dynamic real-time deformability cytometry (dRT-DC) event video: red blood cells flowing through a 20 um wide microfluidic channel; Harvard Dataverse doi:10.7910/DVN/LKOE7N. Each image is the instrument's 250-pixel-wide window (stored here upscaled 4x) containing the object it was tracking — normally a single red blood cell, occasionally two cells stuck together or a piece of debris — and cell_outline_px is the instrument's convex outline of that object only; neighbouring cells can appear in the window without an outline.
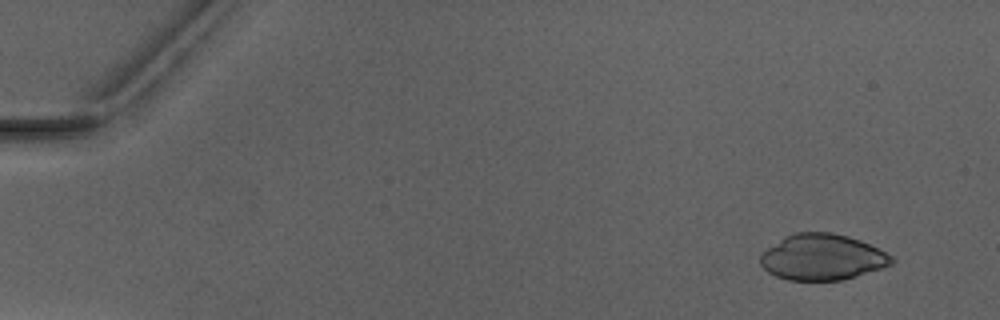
{"species": "Egyptian fruit bat (a non-hibernating species)", "species_latin": "Rousettus aegyptiacus", "temperature_condition": "warm", "stored_images_in_passage": 5, "camera_frame_rate_fps": 3000, "um_per_image_px": 0.085, "animal": {"sex": "male"}, "frame": {"image": 1, "passage_image": 1, "time_ms": 0.0, "image_size_px": [1000, 320], "cell_outline_px": [[896, 260], [892, 264], [844, 280], [788, 280], [776, 276], [768, 272], [760, 264], [760, 256], [768, 248], [780, 240], [796, 232], [832, 232], [848, 236], [860, 240], [892, 256]], "centroid_in_image_um": [69.9, 21.86], "position_along_channel_um": 15.1, "area_um2": 34.8}}